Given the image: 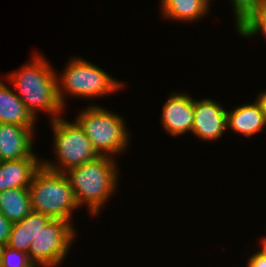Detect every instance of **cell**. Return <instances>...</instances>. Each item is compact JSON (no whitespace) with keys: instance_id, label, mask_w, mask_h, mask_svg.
<instances>
[{"instance_id":"9a60e30c","label":"cell","mask_w":266,"mask_h":267,"mask_svg":"<svg viewBox=\"0 0 266 267\" xmlns=\"http://www.w3.org/2000/svg\"><path fill=\"white\" fill-rule=\"evenodd\" d=\"M212 0H160L163 17L181 22H193L206 16Z\"/></svg>"},{"instance_id":"2e32d148","label":"cell","mask_w":266,"mask_h":267,"mask_svg":"<svg viewBox=\"0 0 266 267\" xmlns=\"http://www.w3.org/2000/svg\"><path fill=\"white\" fill-rule=\"evenodd\" d=\"M0 211L12 223L23 220L31 211L28 188H11L0 192Z\"/></svg>"},{"instance_id":"7402d4cb","label":"cell","mask_w":266,"mask_h":267,"mask_svg":"<svg viewBox=\"0 0 266 267\" xmlns=\"http://www.w3.org/2000/svg\"><path fill=\"white\" fill-rule=\"evenodd\" d=\"M257 100L260 102L263 112L265 114V118H266V90L258 93Z\"/></svg>"},{"instance_id":"e0dca14e","label":"cell","mask_w":266,"mask_h":267,"mask_svg":"<svg viewBox=\"0 0 266 267\" xmlns=\"http://www.w3.org/2000/svg\"><path fill=\"white\" fill-rule=\"evenodd\" d=\"M236 32L243 37H254L261 33L266 38V5L260 10L252 13L240 26L236 28Z\"/></svg>"},{"instance_id":"9c48e42d","label":"cell","mask_w":266,"mask_h":267,"mask_svg":"<svg viewBox=\"0 0 266 267\" xmlns=\"http://www.w3.org/2000/svg\"><path fill=\"white\" fill-rule=\"evenodd\" d=\"M164 103L161 116L164 130L172 136L190 133L194 122V98L188 93L174 91Z\"/></svg>"},{"instance_id":"277c9868","label":"cell","mask_w":266,"mask_h":267,"mask_svg":"<svg viewBox=\"0 0 266 267\" xmlns=\"http://www.w3.org/2000/svg\"><path fill=\"white\" fill-rule=\"evenodd\" d=\"M28 189L32 211L72 223L71 215L80 207L64 173L41 166Z\"/></svg>"},{"instance_id":"7c38bea8","label":"cell","mask_w":266,"mask_h":267,"mask_svg":"<svg viewBox=\"0 0 266 267\" xmlns=\"http://www.w3.org/2000/svg\"><path fill=\"white\" fill-rule=\"evenodd\" d=\"M227 129L249 138L266 129V118L260 102L242 104L227 111Z\"/></svg>"},{"instance_id":"8fae6325","label":"cell","mask_w":266,"mask_h":267,"mask_svg":"<svg viewBox=\"0 0 266 267\" xmlns=\"http://www.w3.org/2000/svg\"><path fill=\"white\" fill-rule=\"evenodd\" d=\"M33 152L29 157L0 161V192L11 188H28L42 161Z\"/></svg>"},{"instance_id":"ba28073f","label":"cell","mask_w":266,"mask_h":267,"mask_svg":"<svg viewBox=\"0 0 266 267\" xmlns=\"http://www.w3.org/2000/svg\"><path fill=\"white\" fill-rule=\"evenodd\" d=\"M227 131V109L212 99L194 100V122L191 134L212 142Z\"/></svg>"},{"instance_id":"30bf717a","label":"cell","mask_w":266,"mask_h":267,"mask_svg":"<svg viewBox=\"0 0 266 267\" xmlns=\"http://www.w3.org/2000/svg\"><path fill=\"white\" fill-rule=\"evenodd\" d=\"M34 134L27 126L0 123V161L29 157L34 152Z\"/></svg>"},{"instance_id":"5b68a950","label":"cell","mask_w":266,"mask_h":267,"mask_svg":"<svg viewBox=\"0 0 266 267\" xmlns=\"http://www.w3.org/2000/svg\"><path fill=\"white\" fill-rule=\"evenodd\" d=\"M100 156L114 157L129 146V132L121 115L98 106L89 105L75 120Z\"/></svg>"},{"instance_id":"4fadbf2b","label":"cell","mask_w":266,"mask_h":267,"mask_svg":"<svg viewBox=\"0 0 266 267\" xmlns=\"http://www.w3.org/2000/svg\"><path fill=\"white\" fill-rule=\"evenodd\" d=\"M36 121L16 92L0 81V123L27 126L35 131Z\"/></svg>"},{"instance_id":"ffe728a7","label":"cell","mask_w":266,"mask_h":267,"mask_svg":"<svg viewBox=\"0 0 266 267\" xmlns=\"http://www.w3.org/2000/svg\"><path fill=\"white\" fill-rule=\"evenodd\" d=\"M12 224L0 211V243L3 245L9 241Z\"/></svg>"},{"instance_id":"52a82bcc","label":"cell","mask_w":266,"mask_h":267,"mask_svg":"<svg viewBox=\"0 0 266 267\" xmlns=\"http://www.w3.org/2000/svg\"><path fill=\"white\" fill-rule=\"evenodd\" d=\"M74 224L51 219L33 239L28 255L36 266L57 267L64 262L76 238Z\"/></svg>"},{"instance_id":"8992f818","label":"cell","mask_w":266,"mask_h":267,"mask_svg":"<svg viewBox=\"0 0 266 267\" xmlns=\"http://www.w3.org/2000/svg\"><path fill=\"white\" fill-rule=\"evenodd\" d=\"M50 122L54 133L53 150L57 161L52 163V160H43V167L64 173L100 156L76 121H67L62 116Z\"/></svg>"},{"instance_id":"ac0fdd59","label":"cell","mask_w":266,"mask_h":267,"mask_svg":"<svg viewBox=\"0 0 266 267\" xmlns=\"http://www.w3.org/2000/svg\"><path fill=\"white\" fill-rule=\"evenodd\" d=\"M232 2V10L234 14L235 24L237 28L240 26L252 13L260 10L266 5V0H230Z\"/></svg>"},{"instance_id":"3957f363","label":"cell","mask_w":266,"mask_h":267,"mask_svg":"<svg viewBox=\"0 0 266 267\" xmlns=\"http://www.w3.org/2000/svg\"><path fill=\"white\" fill-rule=\"evenodd\" d=\"M69 63L57 77V94L65 109L66 95L73 98H98L122 89V82L103 69L81 57L69 59Z\"/></svg>"},{"instance_id":"6da1fadb","label":"cell","mask_w":266,"mask_h":267,"mask_svg":"<svg viewBox=\"0 0 266 267\" xmlns=\"http://www.w3.org/2000/svg\"><path fill=\"white\" fill-rule=\"evenodd\" d=\"M8 74L5 79L17 89L16 94L35 119L41 110L51 115V121L61 117L64 108L57 94V73L44 56L36 52L31 61Z\"/></svg>"},{"instance_id":"603a6c76","label":"cell","mask_w":266,"mask_h":267,"mask_svg":"<svg viewBox=\"0 0 266 267\" xmlns=\"http://www.w3.org/2000/svg\"><path fill=\"white\" fill-rule=\"evenodd\" d=\"M261 239H262V241L260 242L261 249L258 250V252L266 257V236L262 237Z\"/></svg>"},{"instance_id":"5bb4252c","label":"cell","mask_w":266,"mask_h":267,"mask_svg":"<svg viewBox=\"0 0 266 267\" xmlns=\"http://www.w3.org/2000/svg\"><path fill=\"white\" fill-rule=\"evenodd\" d=\"M51 219L48 215L31 211L23 220L12 224L7 246L28 254L33 239Z\"/></svg>"},{"instance_id":"d6986e66","label":"cell","mask_w":266,"mask_h":267,"mask_svg":"<svg viewBox=\"0 0 266 267\" xmlns=\"http://www.w3.org/2000/svg\"><path fill=\"white\" fill-rule=\"evenodd\" d=\"M0 267H37L25 252L18 251L7 245L3 247Z\"/></svg>"},{"instance_id":"44dd1931","label":"cell","mask_w":266,"mask_h":267,"mask_svg":"<svg viewBox=\"0 0 266 267\" xmlns=\"http://www.w3.org/2000/svg\"><path fill=\"white\" fill-rule=\"evenodd\" d=\"M247 267H266V257L258 251L254 252L247 260Z\"/></svg>"},{"instance_id":"cb8c5ba5","label":"cell","mask_w":266,"mask_h":267,"mask_svg":"<svg viewBox=\"0 0 266 267\" xmlns=\"http://www.w3.org/2000/svg\"><path fill=\"white\" fill-rule=\"evenodd\" d=\"M5 245H3V244H1L0 243V259H1V254H2V250H3V247H4Z\"/></svg>"},{"instance_id":"7a4b0ae2","label":"cell","mask_w":266,"mask_h":267,"mask_svg":"<svg viewBox=\"0 0 266 267\" xmlns=\"http://www.w3.org/2000/svg\"><path fill=\"white\" fill-rule=\"evenodd\" d=\"M116 159L99 156L97 159L64 172L79 207L87 206L91 215H97L118 188Z\"/></svg>"}]
</instances>
